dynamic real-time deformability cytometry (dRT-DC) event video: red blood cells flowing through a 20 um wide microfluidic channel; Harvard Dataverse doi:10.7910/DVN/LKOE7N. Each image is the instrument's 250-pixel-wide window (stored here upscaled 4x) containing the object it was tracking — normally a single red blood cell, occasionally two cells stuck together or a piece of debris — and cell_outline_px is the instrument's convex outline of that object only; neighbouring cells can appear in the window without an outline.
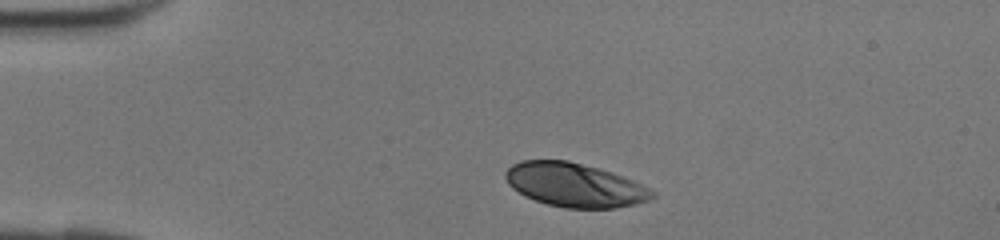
{"species": "human", "species_latin": "Homo sapiens", "temperature_condition": "room temperature", "stored_images_in_passage": 33, "camera_frame_rate_fps": 3000, "um_per_image_px": 0.085, "donor": {"sex": "female"}, "frame": {"image": 1, "passage_image": 1, "time_ms": 0.0, "image_size_px": [1000, 240], "cell_outline_px": [[656, 196], [648, 200], [616, 208], [564, 208], [548, 204], [524, 196], [512, 188], [508, 184], [504, 176], [504, 172], [512, 164], [520, 160], [568, 160], [612, 172], [624, 176], [652, 188], [656, 192]], "centroid_in_image_um": [48.85, 15.72], "position_along_channel_um": 36.2, "area_um2": 37.74}}
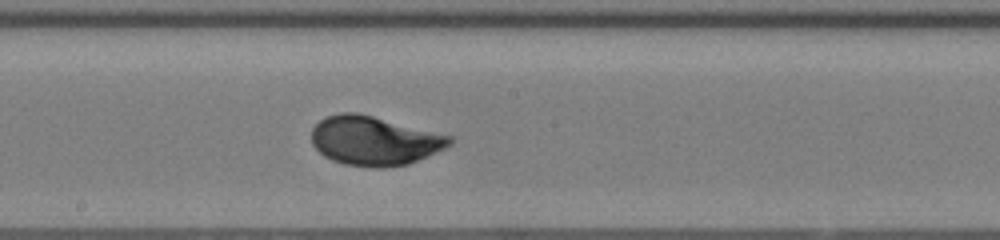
{"frame": {"image": 2, "passage_image": 15, "time_ms": 4.667, "image_size_px": [1000, 240], "cell_outline_px": [[452, 144], [444, 148], [408, 164], [380, 168], [372, 168], [344, 164], [332, 160], [324, 156], [312, 144], [312, 128], [320, 120], [328, 116], [340, 112], [356, 112], [452, 136]], "centroid_in_image_um": [31.79, 11.97], "position_along_channel_um": 216.4, "area_um2": 39.25}}
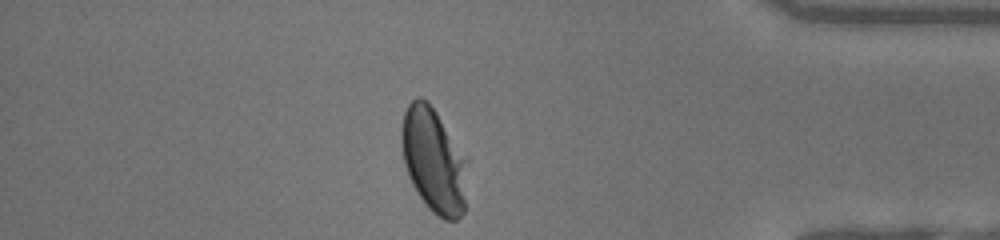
{"frame": {"image": 3, "passage_image": 28, "time_ms": 9.0, "image_size_px": [1000, 240], "cell_outline_px": [[468, 160], [464, 212], [456, 220], [444, 220], [432, 212], [428, 208], [416, 192], [408, 176], [404, 164], [400, 144], [400, 128], [404, 112], [408, 104], [416, 96], [420, 96], [428, 100], [468, 156]], "centroid_in_image_um": [36.86, 13.6], "position_along_channel_um": 398.3, "area_um2": 41.27}}